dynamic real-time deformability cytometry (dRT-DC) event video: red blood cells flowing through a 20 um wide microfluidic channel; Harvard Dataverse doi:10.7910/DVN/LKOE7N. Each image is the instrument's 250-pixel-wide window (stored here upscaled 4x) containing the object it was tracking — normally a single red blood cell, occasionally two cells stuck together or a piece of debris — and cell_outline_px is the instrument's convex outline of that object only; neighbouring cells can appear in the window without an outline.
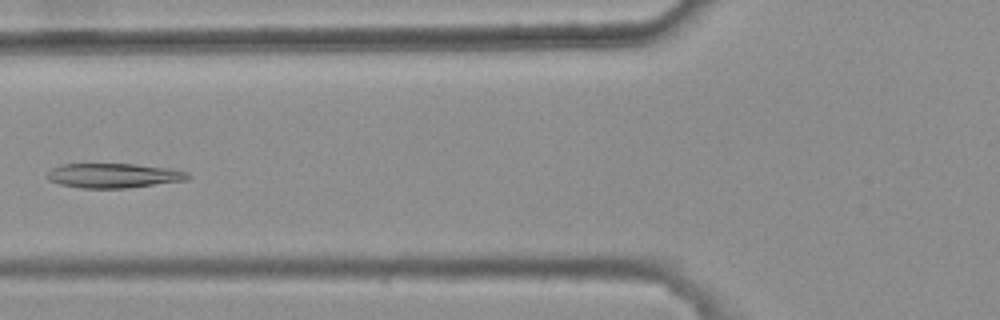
{"species": "common noctule bat (a hibernating species)", "species_latin": "Nyctalus noctula", "temperature_condition": "warm", "stored_images_in_passage": 6, "camera_frame_rate_fps": 3000, "um_per_image_px": 0.085, "animal": {"sex": "female", "body_mass_g": 25.1}, "frame": {"image": 1, "passage_image": 5, "time_ms": 1.333, "image_size_px": [1000, 320], "cell_outline_px": [[192, 176], [188, 180], [128, 188], [80, 188], [60, 184], [48, 180], [44, 176], [52, 168], [60, 164], [136, 164], [168, 168], [188, 172]], "centroid_in_image_um": [9.65, 14.92], "position_along_channel_um": 116.1, "area_um2": 20.35}}
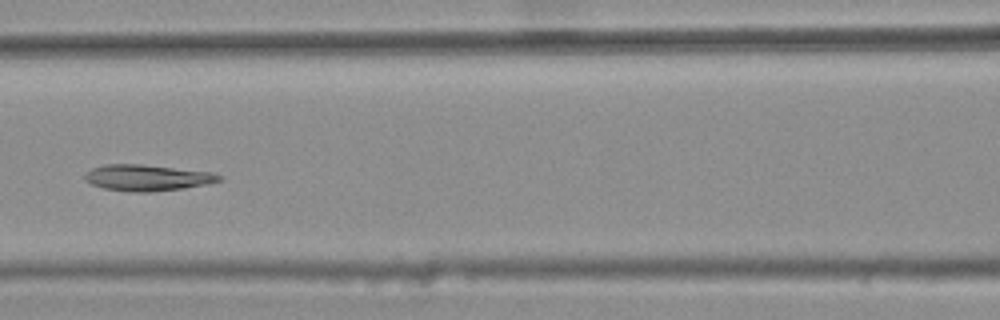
{"frame": {"image": 2, "passage_image": 6, "time_ms": 1.667, "image_size_px": [1000, 320], "cell_outline_px": [[224, 176], [220, 180], [204, 184], [184, 188], [152, 192], [128, 192], [104, 188], [92, 184], [84, 180], [84, 176], [92, 168], [104, 164], [140, 164], [212, 172]], "centroid_in_image_um": [12.49, 15.11], "position_along_channel_um": 154.1, "area_um2": 20.4}}